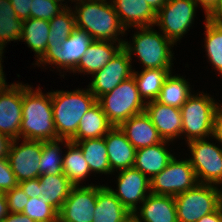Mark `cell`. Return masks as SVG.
I'll use <instances>...</instances> for the list:
<instances>
[{"label":"cell","instance_id":"cell-1","mask_svg":"<svg viewBox=\"0 0 222 222\" xmlns=\"http://www.w3.org/2000/svg\"><path fill=\"white\" fill-rule=\"evenodd\" d=\"M21 135L23 139L34 141L59 139L52 112L51 92L43 95L40 88L33 91L30 86L23 85Z\"/></svg>","mask_w":222,"mask_h":222},{"label":"cell","instance_id":"cell-2","mask_svg":"<svg viewBox=\"0 0 222 222\" xmlns=\"http://www.w3.org/2000/svg\"><path fill=\"white\" fill-rule=\"evenodd\" d=\"M74 11L76 28L87 32L93 40L112 41L124 44L118 39V33L124 34L125 28L121 25L112 3L106 0H77ZM79 6V7H78ZM78 7V8H77Z\"/></svg>","mask_w":222,"mask_h":222},{"label":"cell","instance_id":"cell-3","mask_svg":"<svg viewBox=\"0 0 222 222\" xmlns=\"http://www.w3.org/2000/svg\"><path fill=\"white\" fill-rule=\"evenodd\" d=\"M52 112L59 139L70 140L84 114L97 102L89 89L51 92Z\"/></svg>","mask_w":222,"mask_h":222},{"label":"cell","instance_id":"cell-4","mask_svg":"<svg viewBox=\"0 0 222 222\" xmlns=\"http://www.w3.org/2000/svg\"><path fill=\"white\" fill-rule=\"evenodd\" d=\"M97 103L109 122L119 127L130 117L145 112L146 101L140 97L134 77L122 81L109 93L100 96Z\"/></svg>","mask_w":222,"mask_h":222},{"label":"cell","instance_id":"cell-5","mask_svg":"<svg viewBox=\"0 0 222 222\" xmlns=\"http://www.w3.org/2000/svg\"><path fill=\"white\" fill-rule=\"evenodd\" d=\"M151 29L152 27H140L141 32L133 36L134 45L131 46L125 41L123 48L130 57L134 51L144 69H171L173 55L170 49L174 44L164 35Z\"/></svg>","mask_w":222,"mask_h":222},{"label":"cell","instance_id":"cell-6","mask_svg":"<svg viewBox=\"0 0 222 222\" xmlns=\"http://www.w3.org/2000/svg\"><path fill=\"white\" fill-rule=\"evenodd\" d=\"M210 96L191 95L181 106L182 134L186 133L187 141L204 139L213 136L214 119L219 106Z\"/></svg>","mask_w":222,"mask_h":222},{"label":"cell","instance_id":"cell-7","mask_svg":"<svg viewBox=\"0 0 222 222\" xmlns=\"http://www.w3.org/2000/svg\"><path fill=\"white\" fill-rule=\"evenodd\" d=\"M178 222H197L222 205V190L214 185L198 183L174 197Z\"/></svg>","mask_w":222,"mask_h":222},{"label":"cell","instance_id":"cell-8","mask_svg":"<svg viewBox=\"0 0 222 222\" xmlns=\"http://www.w3.org/2000/svg\"><path fill=\"white\" fill-rule=\"evenodd\" d=\"M197 184L189 159L179 161L174 157L160 173L150 179V193L175 197Z\"/></svg>","mask_w":222,"mask_h":222},{"label":"cell","instance_id":"cell-9","mask_svg":"<svg viewBox=\"0 0 222 222\" xmlns=\"http://www.w3.org/2000/svg\"><path fill=\"white\" fill-rule=\"evenodd\" d=\"M188 145L192 153L189 161L198 183L222 185V148L204 138L191 140Z\"/></svg>","mask_w":222,"mask_h":222},{"label":"cell","instance_id":"cell-10","mask_svg":"<svg viewBox=\"0 0 222 222\" xmlns=\"http://www.w3.org/2000/svg\"><path fill=\"white\" fill-rule=\"evenodd\" d=\"M197 5L193 0H168L157 12L155 24L174 44L190 28Z\"/></svg>","mask_w":222,"mask_h":222},{"label":"cell","instance_id":"cell-11","mask_svg":"<svg viewBox=\"0 0 222 222\" xmlns=\"http://www.w3.org/2000/svg\"><path fill=\"white\" fill-rule=\"evenodd\" d=\"M92 37L85 31L76 28L59 47H47L44 55L37 61L38 64H56L62 69L74 70L83 57ZM43 62V63H42Z\"/></svg>","mask_w":222,"mask_h":222},{"label":"cell","instance_id":"cell-12","mask_svg":"<svg viewBox=\"0 0 222 222\" xmlns=\"http://www.w3.org/2000/svg\"><path fill=\"white\" fill-rule=\"evenodd\" d=\"M12 140L7 158L18 183L40 176L42 141L23 140L20 146Z\"/></svg>","mask_w":222,"mask_h":222},{"label":"cell","instance_id":"cell-13","mask_svg":"<svg viewBox=\"0 0 222 222\" xmlns=\"http://www.w3.org/2000/svg\"><path fill=\"white\" fill-rule=\"evenodd\" d=\"M131 60L128 52L122 47L101 70L93 74L94 79L88 89L96 99L109 93L122 81L133 75Z\"/></svg>","mask_w":222,"mask_h":222},{"label":"cell","instance_id":"cell-14","mask_svg":"<svg viewBox=\"0 0 222 222\" xmlns=\"http://www.w3.org/2000/svg\"><path fill=\"white\" fill-rule=\"evenodd\" d=\"M23 84L0 88V132L12 140L20 139Z\"/></svg>","mask_w":222,"mask_h":222},{"label":"cell","instance_id":"cell-15","mask_svg":"<svg viewBox=\"0 0 222 222\" xmlns=\"http://www.w3.org/2000/svg\"><path fill=\"white\" fill-rule=\"evenodd\" d=\"M97 186H74L58 212V222H92Z\"/></svg>","mask_w":222,"mask_h":222},{"label":"cell","instance_id":"cell-16","mask_svg":"<svg viewBox=\"0 0 222 222\" xmlns=\"http://www.w3.org/2000/svg\"><path fill=\"white\" fill-rule=\"evenodd\" d=\"M118 190L111 192L120 200L122 205L130 212H137L138 202L146 199V191L150 192V179L138 169L131 167L120 170L118 176Z\"/></svg>","mask_w":222,"mask_h":222},{"label":"cell","instance_id":"cell-17","mask_svg":"<svg viewBox=\"0 0 222 222\" xmlns=\"http://www.w3.org/2000/svg\"><path fill=\"white\" fill-rule=\"evenodd\" d=\"M145 113L150 117L159 136L166 141H173L182 134L180 108L168 106L156 100L146 102Z\"/></svg>","mask_w":222,"mask_h":222},{"label":"cell","instance_id":"cell-18","mask_svg":"<svg viewBox=\"0 0 222 222\" xmlns=\"http://www.w3.org/2000/svg\"><path fill=\"white\" fill-rule=\"evenodd\" d=\"M111 1L121 25L126 30L130 26L140 28L152 27L155 25L157 13L147 4L145 0Z\"/></svg>","mask_w":222,"mask_h":222},{"label":"cell","instance_id":"cell-19","mask_svg":"<svg viewBox=\"0 0 222 222\" xmlns=\"http://www.w3.org/2000/svg\"><path fill=\"white\" fill-rule=\"evenodd\" d=\"M104 140L112 172L114 169L123 170L134 166L136 149L120 127L114 126L104 136Z\"/></svg>","mask_w":222,"mask_h":222},{"label":"cell","instance_id":"cell-20","mask_svg":"<svg viewBox=\"0 0 222 222\" xmlns=\"http://www.w3.org/2000/svg\"><path fill=\"white\" fill-rule=\"evenodd\" d=\"M119 127L136 150L155 145L163 140L145 112L130 117Z\"/></svg>","mask_w":222,"mask_h":222},{"label":"cell","instance_id":"cell-21","mask_svg":"<svg viewBox=\"0 0 222 222\" xmlns=\"http://www.w3.org/2000/svg\"><path fill=\"white\" fill-rule=\"evenodd\" d=\"M140 214L134 212L137 222H178L173 196L155 195L149 192L143 201Z\"/></svg>","mask_w":222,"mask_h":222},{"label":"cell","instance_id":"cell-22","mask_svg":"<svg viewBox=\"0 0 222 222\" xmlns=\"http://www.w3.org/2000/svg\"><path fill=\"white\" fill-rule=\"evenodd\" d=\"M167 142L169 141L162 140L155 145L136 150L133 167L138 169L146 177L147 174L151 175L149 179H152L174 158V156L166 150L167 148H165Z\"/></svg>","mask_w":222,"mask_h":222},{"label":"cell","instance_id":"cell-23","mask_svg":"<svg viewBox=\"0 0 222 222\" xmlns=\"http://www.w3.org/2000/svg\"><path fill=\"white\" fill-rule=\"evenodd\" d=\"M114 42L93 40L87 51L80 59L75 71L95 74L101 70L123 47V44L113 46Z\"/></svg>","mask_w":222,"mask_h":222},{"label":"cell","instance_id":"cell-24","mask_svg":"<svg viewBox=\"0 0 222 222\" xmlns=\"http://www.w3.org/2000/svg\"><path fill=\"white\" fill-rule=\"evenodd\" d=\"M114 126L109 122L101 106L96 102L81 118L71 142L104 137Z\"/></svg>","mask_w":222,"mask_h":222},{"label":"cell","instance_id":"cell-25","mask_svg":"<svg viewBox=\"0 0 222 222\" xmlns=\"http://www.w3.org/2000/svg\"><path fill=\"white\" fill-rule=\"evenodd\" d=\"M130 214L109 187L97 185V202L92 222H122Z\"/></svg>","mask_w":222,"mask_h":222},{"label":"cell","instance_id":"cell-26","mask_svg":"<svg viewBox=\"0 0 222 222\" xmlns=\"http://www.w3.org/2000/svg\"><path fill=\"white\" fill-rule=\"evenodd\" d=\"M38 178L39 197L42 196L59 211L74 185L64 174H42Z\"/></svg>","mask_w":222,"mask_h":222},{"label":"cell","instance_id":"cell-27","mask_svg":"<svg viewBox=\"0 0 222 222\" xmlns=\"http://www.w3.org/2000/svg\"><path fill=\"white\" fill-rule=\"evenodd\" d=\"M66 146L69 150L63 157L62 171L74 186H79L80 181L88 176L90 167L83 156L81 148L74 142L66 139Z\"/></svg>","mask_w":222,"mask_h":222},{"label":"cell","instance_id":"cell-28","mask_svg":"<svg viewBox=\"0 0 222 222\" xmlns=\"http://www.w3.org/2000/svg\"><path fill=\"white\" fill-rule=\"evenodd\" d=\"M49 32V21L35 18L24 20L20 40H24L35 54H37V60L46 52Z\"/></svg>","mask_w":222,"mask_h":222},{"label":"cell","instance_id":"cell-29","mask_svg":"<svg viewBox=\"0 0 222 222\" xmlns=\"http://www.w3.org/2000/svg\"><path fill=\"white\" fill-rule=\"evenodd\" d=\"M82 150L91 172L111 173L104 137L74 142Z\"/></svg>","mask_w":222,"mask_h":222},{"label":"cell","instance_id":"cell-30","mask_svg":"<svg viewBox=\"0 0 222 222\" xmlns=\"http://www.w3.org/2000/svg\"><path fill=\"white\" fill-rule=\"evenodd\" d=\"M184 79L180 76H172L170 73L166 77L156 101L164 105L181 108L192 95L190 85Z\"/></svg>","mask_w":222,"mask_h":222},{"label":"cell","instance_id":"cell-31","mask_svg":"<svg viewBox=\"0 0 222 222\" xmlns=\"http://www.w3.org/2000/svg\"><path fill=\"white\" fill-rule=\"evenodd\" d=\"M171 73L170 69H144L138 74L133 71V77L137 85L140 97L156 100L166 77Z\"/></svg>","mask_w":222,"mask_h":222},{"label":"cell","instance_id":"cell-32","mask_svg":"<svg viewBox=\"0 0 222 222\" xmlns=\"http://www.w3.org/2000/svg\"><path fill=\"white\" fill-rule=\"evenodd\" d=\"M24 20L19 19L10 0H0V49L8 41L19 40L23 32ZM7 41V42H6Z\"/></svg>","mask_w":222,"mask_h":222},{"label":"cell","instance_id":"cell-33","mask_svg":"<svg viewBox=\"0 0 222 222\" xmlns=\"http://www.w3.org/2000/svg\"><path fill=\"white\" fill-rule=\"evenodd\" d=\"M206 51L209 61L222 75V18H206Z\"/></svg>","mask_w":222,"mask_h":222},{"label":"cell","instance_id":"cell-34","mask_svg":"<svg viewBox=\"0 0 222 222\" xmlns=\"http://www.w3.org/2000/svg\"><path fill=\"white\" fill-rule=\"evenodd\" d=\"M67 6L50 21L47 47H59L76 29L75 15Z\"/></svg>","mask_w":222,"mask_h":222},{"label":"cell","instance_id":"cell-35","mask_svg":"<svg viewBox=\"0 0 222 222\" xmlns=\"http://www.w3.org/2000/svg\"><path fill=\"white\" fill-rule=\"evenodd\" d=\"M66 142V139H56L50 141H42V151L39 164L40 175L42 174H63L62 165L63 158H61L60 146Z\"/></svg>","mask_w":222,"mask_h":222},{"label":"cell","instance_id":"cell-36","mask_svg":"<svg viewBox=\"0 0 222 222\" xmlns=\"http://www.w3.org/2000/svg\"><path fill=\"white\" fill-rule=\"evenodd\" d=\"M58 210L49 201L39 198H29L22 214L35 222H58Z\"/></svg>","mask_w":222,"mask_h":222},{"label":"cell","instance_id":"cell-37","mask_svg":"<svg viewBox=\"0 0 222 222\" xmlns=\"http://www.w3.org/2000/svg\"><path fill=\"white\" fill-rule=\"evenodd\" d=\"M65 8L56 0H32L30 18L50 21Z\"/></svg>","mask_w":222,"mask_h":222},{"label":"cell","instance_id":"cell-38","mask_svg":"<svg viewBox=\"0 0 222 222\" xmlns=\"http://www.w3.org/2000/svg\"><path fill=\"white\" fill-rule=\"evenodd\" d=\"M7 200V206L9 213H22L29 197L18 185L17 187L4 193Z\"/></svg>","mask_w":222,"mask_h":222},{"label":"cell","instance_id":"cell-39","mask_svg":"<svg viewBox=\"0 0 222 222\" xmlns=\"http://www.w3.org/2000/svg\"><path fill=\"white\" fill-rule=\"evenodd\" d=\"M8 158H0V191L5 193L18 186Z\"/></svg>","mask_w":222,"mask_h":222},{"label":"cell","instance_id":"cell-40","mask_svg":"<svg viewBox=\"0 0 222 222\" xmlns=\"http://www.w3.org/2000/svg\"><path fill=\"white\" fill-rule=\"evenodd\" d=\"M10 3L19 19L30 18L32 0H10Z\"/></svg>","mask_w":222,"mask_h":222},{"label":"cell","instance_id":"cell-41","mask_svg":"<svg viewBox=\"0 0 222 222\" xmlns=\"http://www.w3.org/2000/svg\"><path fill=\"white\" fill-rule=\"evenodd\" d=\"M18 185L29 198H39V178L25 180Z\"/></svg>","mask_w":222,"mask_h":222},{"label":"cell","instance_id":"cell-42","mask_svg":"<svg viewBox=\"0 0 222 222\" xmlns=\"http://www.w3.org/2000/svg\"><path fill=\"white\" fill-rule=\"evenodd\" d=\"M205 9L206 18H219V0H193Z\"/></svg>","mask_w":222,"mask_h":222},{"label":"cell","instance_id":"cell-43","mask_svg":"<svg viewBox=\"0 0 222 222\" xmlns=\"http://www.w3.org/2000/svg\"><path fill=\"white\" fill-rule=\"evenodd\" d=\"M213 137L222 144V106L218 107L215 114Z\"/></svg>","mask_w":222,"mask_h":222},{"label":"cell","instance_id":"cell-44","mask_svg":"<svg viewBox=\"0 0 222 222\" xmlns=\"http://www.w3.org/2000/svg\"><path fill=\"white\" fill-rule=\"evenodd\" d=\"M197 222H222V205L216 211L201 217Z\"/></svg>","mask_w":222,"mask_h":222},{"label":"cell","instance_id":"cell-45","mask_svg":"<svg viewBox=\"0 0 222 222\" xmlns=\"http://www.w3.org/2000/svg\"><path fill=\"white\" fill-rule=\"evenodd\" d=\"M12 139L0 132V158H7Z\"/></svg>","mask_w":222,"mask_h":222},{"label":"cell","instance_id":"cell-46","mask_svg":"<svg viewBox=\"0 0 222 222\" xmlns=\"http://www.w3.org/2000/svg\"><path fill=\"white\" fill-rule=\"evenodd\" d=\"M3 222H35V221L22 213H9L3 219Z\"/></svg>","mask_w":222,"mask_h":222},{"label":"cell","instance_id":"cell-47","mask_svg":"<svg viewBox=\"0 0 222 222\" xmlns=\"http://www.w3.org/2000/svg\"><path fill=\"white\" fill-rule=\"evenodd\" d=\"M9 214L7 200L4 193L0 194V222Z\"/></svg>","mask_w":222,"mask_h":222},{"label":"cell","instance_id":"cell-48","mask_svg":"<svg viewBox=\"0 0 222 222\" xmlns=\"http://www.w3.org/2000/svg\"><path fill=\"white\" fill-rule=\"evenodd\" d=\"M145 1L157 13L168 0H145Z\"/></svg>","mask_w":222,"mask_h":222},{"label":"cell","instance_id":"cell-49","mask_svg":"<svg viewBox=\"0 0 222 222\" xmlns=\"http://www.w3.org/2000/svg\"><path fill=\"white\" fill-rule=\"evenodd\" d=\"M2 54H3V50L0 49V88L6 85L5 78H4L5 76H4L3 68L1 65Z\"/></svg>","mask_w":222,"mask_h":222},{"label":"cell","instance_id":"cell-50","mask_svg":"<svg viewBox=\"0 0 222 222\" xmlns=\"http://www.w3.org/2000/svg\"><path fill=\"white\" fill-rule=\"evenodd\" d=\"M122 222H137L135 216L133 213H131L125 220H123Z\"/></svg>","mask_w":222,"mask_h":222},{"label":"cell","instance_id":"cell-51","mask_svg":"<svg viewBox=\"0 0 222 222\" xmlns=\"http://www.w3.org/2000/svg\"><path fill=\"white\" fill-rule=\"evenodd\" d=\"M219 18H222V0H219Z\"/></svg>","mask_w":222,"mask_h":222}]
</instances>
